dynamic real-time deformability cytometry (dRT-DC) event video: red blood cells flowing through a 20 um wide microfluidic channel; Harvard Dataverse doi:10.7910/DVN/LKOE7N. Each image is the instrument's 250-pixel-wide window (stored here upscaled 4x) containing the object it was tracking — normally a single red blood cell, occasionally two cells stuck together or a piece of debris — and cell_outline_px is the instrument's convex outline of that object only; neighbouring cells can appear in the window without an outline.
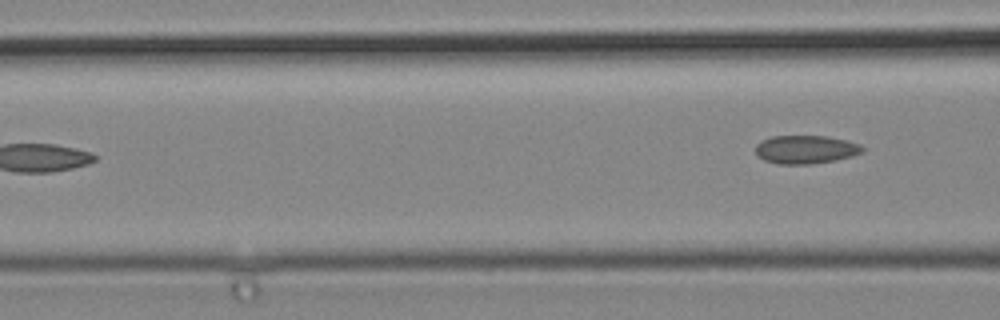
{"species": "common noctule bat (a hibernating species)", "species_latin": "Nyctalus noctula", "temperature_condition": "cold", "stored_images_in_passage": 5, "camera_frame_rate_fps": 3000, "um_per_image_px": 0.085, "animal": {"sex": "male", "body_mass_g": 19.2, "forearm_length_mm": 51.8}, "frame": {"image": 1, "passage_image": 5, "time_ms": 1.333, "image_size_px": [1000, 320], "cell_outline_px": [[864, 152], [852, 156], [836, 160], [812, 164], [780, 164], [764, 160], [756, 156], [756, 144], [760, 140], [772, 136], [828, 136], [860, 144], [864, 148]], "centroid_in_image_um": [68.47, 12.71], "position_along_channel_um": 98.1, "area_um2": 17.8}}